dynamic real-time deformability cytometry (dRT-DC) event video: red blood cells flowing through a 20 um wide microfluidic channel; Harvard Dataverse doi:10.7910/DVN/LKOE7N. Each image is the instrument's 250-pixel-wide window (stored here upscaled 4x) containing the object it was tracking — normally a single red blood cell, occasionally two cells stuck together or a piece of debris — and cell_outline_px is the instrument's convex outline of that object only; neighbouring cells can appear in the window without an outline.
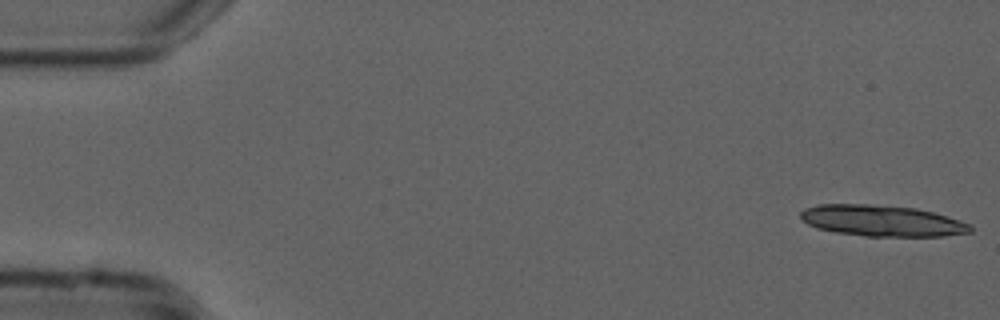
{"species": "common noctule bat (a hibernating species)", "species_latin": "Nyctalus noctula", "temperature_condition": "cold", "stored_images_in_passage": 31, "camera_frame_rate_fps": 3000, "um_per_image_px": 0.085, "animal": {"sex": "male", "forearm_length_mm": 52.5}, "frame": {"image": 1, "passage_image": 1, "time_ms": 0.0, "image_size_px": [1000, 320], "cell_outline_px": [[972, 232], [944, 236], [864, 236], [836, 232], [816, 228], [808, 224], [800, 216], [800, 212], [804, 208], [820, 204], [868, 204], [916, 208], [932, 212], [972, 224]], "centroid_in_image_um": [74.96, 18.76], "position_along_channel_um": 10.0, "area_um2": 30.75}}
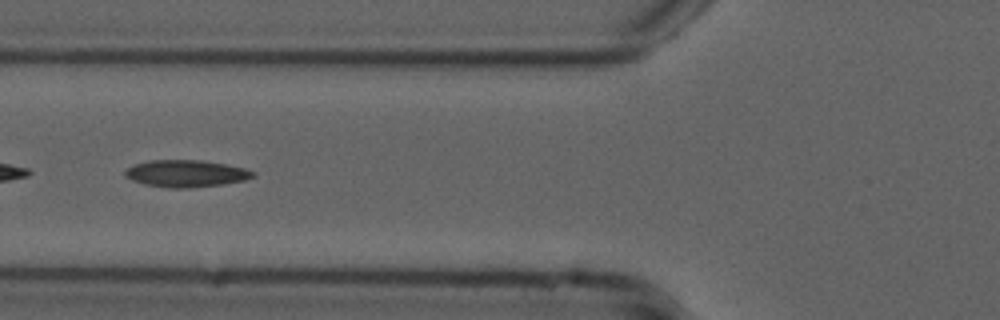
{"frame": {"image": 2, "passage_image": 20, "time_ms": 6.333, "image_size_px": [1000, 320], "cell_outline_px": [[256, 176], [244, 180], [224, 184], [188, 188], [168, 188], [144, 184], [132, 180], [124, 176], [124, 172], [128, 168], [136, 164], [148, 160], [200, 160], [224, 164], [244, 168], [256, 172]], "centroid_in_image_um": [15.81, 14.75], "position_along_channel_um": 110.0, "area_um2": 20.11}}
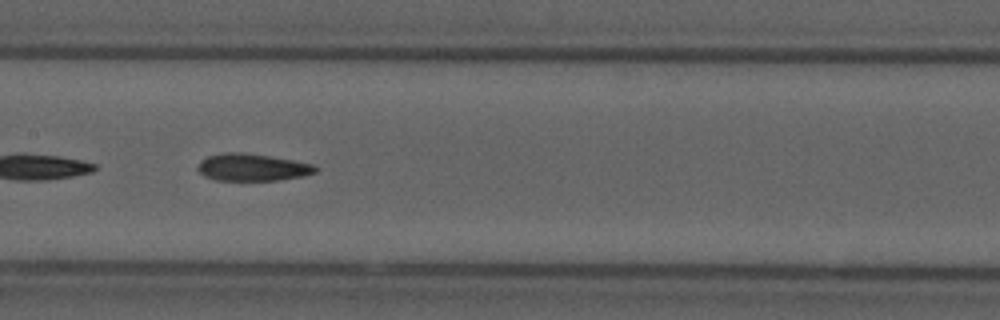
{"frame": {"image": 3, "passage_image": 26, "time_ms": 8.333, "image_size_px": [1000, 320], "cell_outline_px": [[320, 168], [316, 172], [304, 176], [280, 180], [216, 180], [204, 176], [196, 168], [200, 160], [208, 156], [224, 152], [244, 152], [292, 160], [312, 164]], "centroid_in_image_um": [21.44, 14.22], "position_along_channel_um": 186.0, "area_um2": 18.73}}